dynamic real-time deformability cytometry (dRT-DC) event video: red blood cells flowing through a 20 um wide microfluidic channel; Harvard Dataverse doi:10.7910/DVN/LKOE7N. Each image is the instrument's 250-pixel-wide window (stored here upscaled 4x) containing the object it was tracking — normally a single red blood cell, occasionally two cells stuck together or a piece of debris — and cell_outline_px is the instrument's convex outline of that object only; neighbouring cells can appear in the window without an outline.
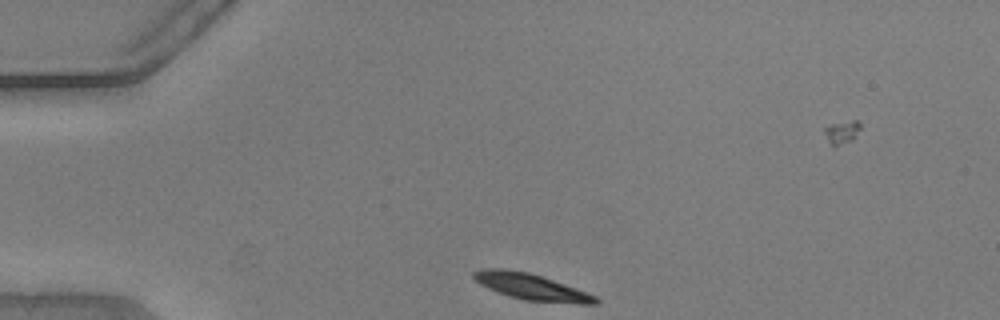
{"species": "common noctule bat (a hibernating species)", "species_latin": "Nyctalus noctula", "temperature_condition": "warm", "stored_images_in_passage": 39, "camera_frame_rate_fps": 3000, "um_per_image_px": 0.085, "animal": {"sex": "male", "body_mass_g": 20.5, "forearm_length_mm": 52.5}, "frame": {"image": 1, "passage_image": 1, "time_ms": 0.0, "image_size_px": [1000, 320], "cell_outline_px": [[600, 304], [576, 304], [524, 300], [508, 296], [496, 292], [480, 284], [472, 276], [472, 272], [480, 268], [504, 268], [528, 272], [576, 288], [596, 296], [600, 300]], "centroid_in_image_um": [45.15, 24.38], "position_along_channel_um": 39.9, "area_um2": 18.79}}
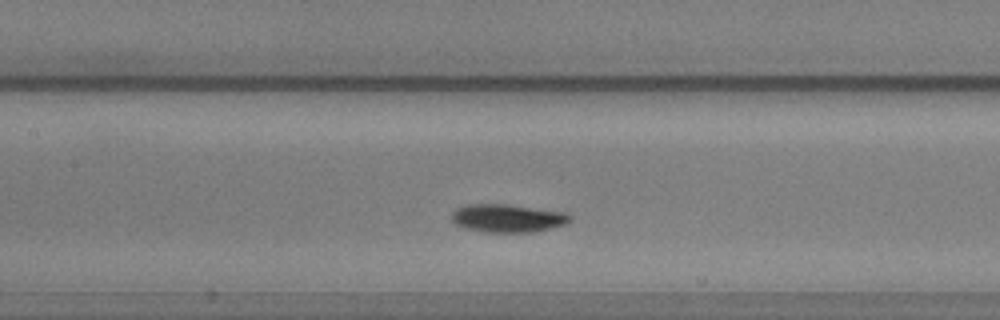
{"frame": {"image": 2, "passage_image": 14, "time_ms": 4.333, "image_size_px": [1000, 320], "cell_outline_px": [[572, 220], [564, 224], [532, 232], [484, 232], [464, 228], [452, 224], [452, 212], [456, 208], [468, 204], [508, 204], [568, 212], [572, 216]], "centroid_in_image_um": [43.13, 18.54], "position_along_channel_um": 164.3, "area_um2": 19.59}}
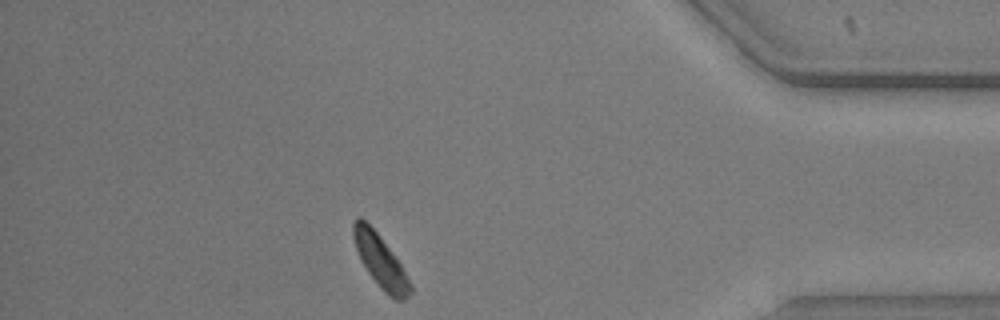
{"frame": {"image": 3, "passage_image": 36, "time_ms": 11.667, "image_size_px": [1000, 320], "cell_outline_px": [[412, 292], [404, 300], [396, 300], [388, 296], [380, 288], [368, 272], [360, 260], [352, 236], [352, 224], [356, 216], [360, 216], [376, 232], [400, 264], [412, 284]], "centroid_in_image_um": [32.32, 22.22], "position_along_channel_um": 402.9, "area_um2": 17.28}}